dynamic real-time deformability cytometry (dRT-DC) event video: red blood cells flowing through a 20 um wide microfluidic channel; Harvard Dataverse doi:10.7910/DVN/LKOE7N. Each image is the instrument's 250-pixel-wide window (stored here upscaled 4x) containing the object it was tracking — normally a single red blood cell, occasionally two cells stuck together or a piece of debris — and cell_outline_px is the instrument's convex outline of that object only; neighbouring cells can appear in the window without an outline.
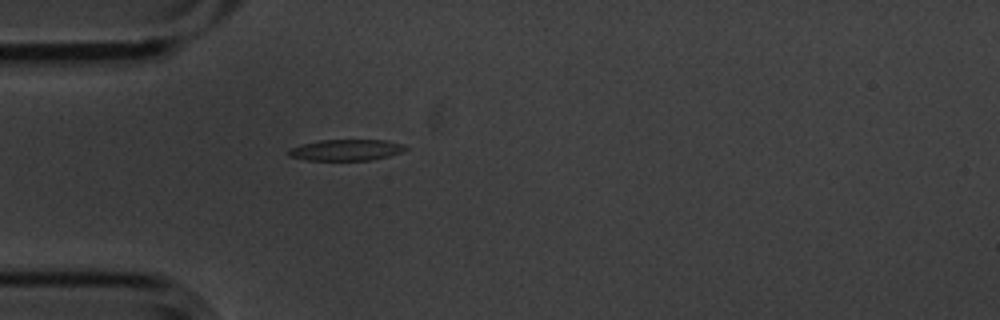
{"species": "common noctule bat (a hibernating species)", "species_latin": "Nyctalus noctula", "temperature_condition": "cold", "stored_images_in_passage": 1, "camera_frame_rate_fps": 3000, "um_per_image_px": 0.085, "animal": {"sex": "male", "body_mass_g": 20.1, "forearm_length_mm": 53.5}, "frame": {"image": 1, "passage_image": 1, "time_ms": 0.0, "image_size_px": [1000, 320], "cell_outline_px": [[408, 148], [400, 152], [388, 156], [372, 160], [308, 160], [288, 156], [288, 148], [300, 144], [320, 140], [384, 140], [404, 144]], "centroid_in_image_um": [29.38, 12.74], "position_along_channel_um": 55.6, "area_um2": 14.45}}